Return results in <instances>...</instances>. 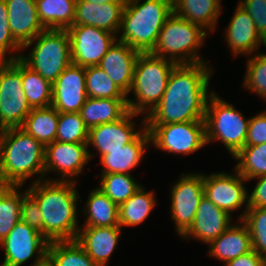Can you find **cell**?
Here are the masks:
<instances>
[{
  "instance_id": "6da1fadb",
  "label": "cell",
  "mask_w": 266,
  "mask_h": 266,
  "mask_svg": "<svg viewBox=\"0 0 266 266\" xmlns=\"http://www.w3.org/2000/svg\"><path fill=\"white\" fill-rule=\"evenodd\" d=\"M208 63L179 64L169 76L159 104L146 116V124L204 121L213 75ZM210 67V68H209Z\"/></svg>"
},
{
  "instance_id": "7a4b0ae2",
  "label": "cell",
  "mask_w": 266,
  "mask_h": 266,
  "mask_svg": "<svg viewBox=\"0 0 266 266\" xmlns=\"http://www.w3.org/2000/svg\"><path fill=\"white\" fill-rule=\"evenodd\" d=\"M77 182L40 180L32 182L27 192L36 200L42 213L43 236L49 241L76 240Z\"/></svg>"
},
{
  "instance_id": "3957f363",
  "label": "cell",
  "mask_w": 266,
  "mask_h": 266,
  "mask_svg": "<svg viewBox=\"0 0 266 266\" xmlns=\"http://www.w3.org/2000/svg\"><path fill=\"white\" fill-rule=\"evenodd\" d=\"M0 154L5 180L12 186H23L34 175L33 182L44 180L45 147L21 127L0 130Z\"/></svg>"
},
{
  "instance_id": "277c9868",
  "label": "cell",
  "mask_w": 266,
  "mask_h": 266,
  "mask_svg": "<svg viewBox=\"0 0 266 266\" xmlns=\"http://www.w3.org/2000/svg\"><path fill=\"white\" fill-rule=\"evenodd\" d=\"M127 0L117 40L141 53L151 52L166 19L173 13L172 0Z\"/></svg>"
},
{
  "instance_id": "5b68a950",
  "label": "cell",
  "mask_w": 266,
  "mask_h": 266,
  "mask_svg": "<svg viewBox=\"0 0 266 266\" xmlns=\"http://www.w3.org/2000/svg\"><path fill=\"white\" fill-rule=\"evenodd\" d=\"M177 65L169 59L157 57L150 52L140 53L130 91L126 95L128 109L145 117L151 113L161 101L171 71ZM131 92L134 93V100L128 97Z\"/></svg>"
},
{
  "instance_id": "8992f818",
  "label": "cell",
  "mask_w": 266,
  "mask_h": 266,
  "mask_svg": "<svg viewBox=\"0 0 266 266\" xmlns=\"http://www.w3.org/2000/svg\"><path fill=\"white\" fill-rule=\"evenodd\" d=\"M207 34L199 25L172 13L166 19L150 53L178 65L207 63L198 51L204 45Z\"/></svg>"
},
{
  "instance_id": "52a82bcc",
  "label": "cell",
  "mask_w": 266,
  "mask_h": 266,
  "mask_svg": "<svg viewBox=\"0 0 266 266\" xmlns=\"http://www.w3.org/2000/svg\"><path fill=\"white\" fill-rule=\"evenodd\" d=\"M34 43V44H32ZM34 45L20 60L30 69L39 73L53 84L72 63L69 33L66 29H45L32 41L22 47V51Z\"/></svg>"
},
{
  "instance_id": "ba28073f",
  "label": "cell",
  "mask_w": 266,
  "mask_h": 266,
  "mask_svg": "<svg viewBox=\"0 0 266 266\" xmlns=\"http://www.w3.org/2000/svg\"><path fill=\"white\" fill-rule=\"evenodd\" d=\"M250 117L245 119L236 108L216 92L209 96L204 117L206 141H221L234 157L246 143Z\"/></svg>"
},
{
  "instance_id": "9c48e42d",
  "label": "cell",
  "mask_w": 266,
  "mask_h": 266,
  "mask_svg": "<svg viewBox=\"0 0 266 266\" xmlns=\"http://www.w3.org/2000/svg\"><path fill=\"white\" fill-rule=\"evenodd\" d=\"M31 110L23 91L21 60L0 61V130L21 127Z\"/></svg>"
},
{
  "instance_id": "30bf717a",
  "label": "cell",
  "mask_w": 266,
  "mask_h": 266,
  "mask_svg": "<svg viewBox=\"0 0 266 266\" xmlns=\"http://www.w3.org/2000/svg\"><path fill=\"white\" fill-rule=\"evenodd\" d=\"M146 128L150 145L167 153L186 156L207 145L204 121L146 124Z\"/></svg>"
},
{
  "instance_id": "8fae6325",
  "label": "cell",
  "mask_w": 266,
  "mask_h": 266,
  "mask_svg": "<svg viewBox=\"0 0 266 266\" xmlns=\"http://www.w3.org/2000/svg\"><path fill=\"white\" fill-rule=\"evenodd\" d=\"M235 173L218 172L203 174L204 196L215 206L231 215L244 205L243 213L238 220H243L248 209V190L244 183L246 179L234 168Z\"/></svg>"
},
{
  "instance_id": "7c38bea8",
  "label": "cell",
  "mask_w": 266,
  "mask_h": 266,
  "mask_svg": "<svg viewBox=\"0 0 266 266\" xmlns=\"http://www.w3.org/2000/svg\"><path fill=\"white\" fill-rule=\"evenodd\" d=\"M49 241L36 229L19 221L11 232L0 242L4 249V260L0 266H21L36 254L33 264L47 258Z\"/></svg>"
},
{
  "instance_id": "4fadbf2b",
  "label": "cell",
  "mask_w": 266,
  "mask_h": 266,
  "mask_svg": "<svg viewBox=\"0 0 266 266\" xmlns=\"http://www.w3.org/2000/svg\"><path fill=\"white\" fill-rule=\"evenodd\" d=\"M204 196L203 174L182 173L173 184L170 195V217L181 236L192 226L200 199Z\"/></svg>"
},
{
  "instance_id": "5bb4252c",
  "label": "cell",
  "mask_w": 266,
  "mask_h": 266,
  "mask_svg": "<svg viewBox=\"0 0 266 266\" xmlns=\"http://www.w3.org/2000/svg\"><path fill=\"white\" fill-rule=\"evenodd\" d=\"M72 63L81 67L97 66L115 43L117 36L90 25H72L67 29Z\"/></svg>"
},
{
  "instance_id": "9a60e30c",
  "label": "cell",
  "mask_w": 266,
  "mask_h": 266,
  "mask_svg": "<svg viewBox=\"0 0 266 266\" xmlns=\"http://www.w3.org/2000/svg\"><path fill=\"white\" fill-rule=\"evenodd\" d=\"M94 157L87 143H65L54 141L45 146V175L49 172L60 173V178H46L52 181H71L81 175L87 162Z\"/></svg>"
},
{
  "instance_id": "2e32d148",
  "label": "cell",
  "mask_w": 266,
  "mask_h": 266,
  "mask_svg": "<svg viewBox=\"0 0 266 266\" xmlns=\"http://www.w3.org/2000/svg\"><path fill=\"white\" fill-rule=\"evenodd\" d=\"M140 116L130 110L119 120L104 123L89 129L88 142L101 155L110 153V150L121 149L131 143L146 127V117L143 116L140 131L136 129L133 117ZM135 123V124H134ZM136 129V130H135Z\"/></svg>"
},
{
  "instance_id": "e0dca14e",
  "label": "cell",
  "mask_w": 266,
  "mask_h": 266,
  "mask_svg": "<svg viewBox=\"0 0 266 266\" xmlns=\"http://www.w3.org/2000/svg\"><path fill=\"white\" fill-rule=\"evenodd\" d=\"M87 98L85 67L71 63L52 84L51 106L58 112L76 113Z\"/></svg>"
},
{
  "instance_id": "ac0fdd59",
  "label": "cell",
  "mask_w": 266,
  "mask_h": 266,
  "mask_svg": "<svg viewBox=\"0 0 266 266\" xmlns=\"http://www.w3.org/2000/svg\"><path fill=\"white\" fill-rule=\"evenodd\" d=\"M231 217L233 216L203 196L200 199L192 226L181 237L185 240L196 239L208 245L232 225Z\"/></svg>"
},
{
  "instance_id": "d6986e66",
  "label": "cell",
  "mask_w": 266,
  "mask_h": 266,
  "mask_svg": "<svg viewBox=\"0 0 266 266\" xmlns=\"http://www.w3.org/2000/svg\"><path fill=\"white\" fill-rule=\"evenodd\" d=\"M225 41L233 56L248 55L256 53L258 47L266 41L257 32L255 23L247 11L239 4L225 29Z\"/></svg>"
},
{
  "instance_id": "ffe728a7",
  "label": "cell",
  "mask_w": 266,
  "mask_h": 266,
  "mask_svg": "<svg viewBox=\"0 0 266 266\" xmlns=\"http://www.w3.org/2000/svg\"><path fill=\"white\" fill-rule=\"evenodd\" d=\"M140 53L126 43L116 40L98 65L126 95L130 91Z\"/></svg>"
},
{
  "instance_id": "44dd1931",
  "label": "cell",
  "mask_w": 266,
  "mask_h": 266,
  "mask_svg": "<svg viewBox=\"0 0 266 266\" xmlns=\"http://www.w3.org/2000/svg\"><path fill=\"white\" fill-rule=\"evenodd\" d=\"M121 233V227H82L75 241L98 266H106Z\"/></svg>"
},
{
  "instance_id": "7402d4cb",
  "label": "cell",
  "mask_w": 266,
  "mask_h": 266,
  "mask_svg": "<svg viewBox=\"0 0 266 266\" xmlns=\"http://www.w3.org/2000/svg\"><path fill=\"white\" fill-rule=\"evenodd\" d=\"M125 4L76 1L73 25H90L118 36Z\"/></svg>"
},
{
  "instance_id": "603a6c76",
  "label": "cell",
  "mask_w": 266,
  "mask_h": 266,
  "mask_svg": "<svg viewBox=\"0 0 266 266\" xmlns=\"http://www.w3.org/2000/svg\"><path fill=\"white\" fill-rule=\"evenodd\" d=\"M5 2L11 33L22 47L45 30L38 17L35 0H5Z\"/></svg>"
},
{
  "instance_id": "cb8c5ba5",
  "label": "cell",
  "mask_w": 266,
  "mask_h": 266,
  "mask_svg": "<svg viewBox=\"0 0 266 266\" xmlns=\"http://www.w3.org/2000/svg\"><path fill=\"white\" fill-rule=\"evenodd\" d=\"M148 144H151L150 134L145 127L142 132L131 142L121 149L110 150V153L100 156L103 165L101 174L125 173L139 166L146 153Z\"/></svg>"
},
{
  "instance_id": "d4e9b609",
  "label": "cell",
  "mask_w": 266,
  "mask_h": 266,
  "mask_svg": "<svg viewBox=\"0 0 266 266\" xmlns=\"http://www.w3.org/2000/svg\"><path fill=\"white\" fill-rule=\"evenodd\" d=\"M208 246V254L224 264L253 250L249 228L242 220L232 224Z\"/></svg>"
},
{
  "instance_id": "484cf974",
  "label": "cell",
  "mask_w": 266,
  "mask_h": 266,
  "mask_svg": "<svg viewBox=\"0 0 266 266\" xmlns=\"http://www.w3.org/2000/svg\"><path fill=\"white\" fill-rule=\"evenodd\" d=\"M221 0H172L173 13L199 25L206 32H215L221 14ZM221 9V10H220Z\"/></svg>"
},
{
  "instance_id": "4316f807",
  "label": "cell",
  "mask_w": 266,
  "mask_h": 266,
  "mask_svg": "<svg viewBox=\"0 0 266 266\" xmlns=\"http://www.w3.org/2000/svg\"><path fill=\"white\" fill-rule=\"evenodd\" d=\"M129 111L127 99L88 97L80 109L81 118L88 129L121 119Z\"/></svg>"
},
{
  "instance_id": "83f0119b",
  "label": "cell",
  "mask_w": 266,
  "mask_h": 266,
  "mask_svg": "<svg viewBox=\"0 0 266 266\" xmlns=\"http://www.w3.org/2000/svg\"><path fill=\"white\" fill-rule=\"evenodd\" d=\"M84 205L81 210H84L86 222L82 227H120L119 206L98 187L90 192Z\"/></svg>"
},
{
  "instance_id": "f1b7e54d",
  "label": "cell",
  "mask_w": 266,
  "mask_h": 266,
  "mask_svg": "<svg viewBox=\"0 0 266 266\" xmlns=\"http://www.w3.org/2000/svg\"><path fill=\"white\" fill-rule=\"evenodd\" d=\"M58 114L52 106L33 108L21 128L45 147L56 141Z\"/></svg>"
},
{
  "instance_id": "f546056e",
  "label": "cell",
  "mask_w": 266,
  "mask_h": 266,
  "mask_svg": "<svg viewBox=\"0 0 266 266\" xmlns=\"http://www.w3.org/2000/svg\"><path fill=\"white\" fill-rule=\"evenodd\" d=\"M40 22L45 29H68L73 25L76 0H35Z\"/></svg>"
},
{
  "instance_id": "4dcf8cb0",
  "label": "cell",
  "mask_w": 266,
  "mask_h": 266,
  "mask_svg": "<svg viewBox=\"0 0 266 266\" xmlns=\"http://www.w3.org/2000/svg\"><path fill=\"white\" fill-rule=\"evenodd\" d=\"M153 191H146L143 186L137 190L126 202L119 205V226H136L148 218L156 206Z\"/></svg>"
},
{
  "instance_id": "1f68e13d",
  "label": "cell",
  "mask_w": 266,
  "mask_h": 266,
  "mask_svg": "<svg viewBox=\"0 0 266 266\" xmlns=\"http://www.w3.org/2000/svg\"><path fill=\"white\" fill-rule=\"evenodd\" d=\"M23 91L30 107L45 108L52 103V84L21 61Z\"/></svg>"
},
{
  "instance_id": "d6a6232c",
  "label": "cell",
  "mask_w": 266,
  "mask_h": 266,
  "mask_svg": "<svg viewBox=\"0 0 266 266\" xmlns=\"http://www.w3.org/2000/svg\"><path fill=\"white\" fill-rule=\"evenodd\" d=\"M22 187L10 185L0 191V242L20 221L22 197L27 193V190L22 191Z\"/></svg>"
},
{
  "instance_id": "836d02e7",
  "label": "cell",
  "mask_w": 266,
  "mask_h": 266,
  "mask_svg": "<svg viewBox=\"0 0 266 266\" xmlns=\"http://www.w3.org/2000/svg\"><path fill=\"white\" fill-rule=\"evenodd\" d=\"M47 258L54 266H98L75 240L49 242Z\"/></svg>"
},
{
  "instance_id": "e575fe53",
  "label": "cell",
  "mask_w": 266,
  "mask_h": 266,
  "mask_svg": "<svg viewBox=\"0 0 266 266\" xmlns=\"http://www.w3.org/2000/svg\"><path fill=\"white\" fill-rule=\"evenodd\" d=\"M99 177L101 183L98 188L118 206L126 202L142 186L131 174L109 173L101 174Z\"/></svg>"
},
{
  "instance_id": "d590c367",
  "label": "cell",
  "mask_w": 266,
  "mask_h": 266,
  "mask_svg": "<svg viewBox=\"0 0 266 266\" xmlns=\"http://www.w3.org/2000/svg\"><path fill=\"white\" fill-rule=\"evenodd\" d=\"M233 158L238 161L234 168L248 182L266 175V143L244 146Z\"/></svg>"
},
{
  "instance_id": "8d00e7d4",
  "label": "cell",
  "mask_w": 266,
  "mask_h": 266,
  "mask_svg": "<svg viewBox=\"0 0 266 266\" xmlns=\"http://www.w3.org/2000/svg\"><path fill=\"white\" fill-rule=\"evenodd\" d=\"M86 92L91 98L127 99L112 79L97 65L85 67Z\"/></svg>"
},
{
  "instance_id": "74e56055",
  "label": "cell",
  "mask_w": 266,
  "mask_h": 266,
  "mask_svg": "<svg viewBox=\"0 0 266 266\" xmlns=\"http://www.w3.org/2000/svg\"><path fill=\"white\" fill-rule=\"evenodd\" d=\"M89 129L79 112L58 114L56 141L65 143H87Z\"/></svg>"
},
{
  "instance_id": "f35d334b",
  "label": "cell",
  "mask_w": 266,
  "mask_h": 266,
  "mask_svg": "<svg viewBox=\"0 0 266 266\" xmlns=\"http://www.w3.org/2000/svg\"><path fill=\"white\" fill-rule=\"evenodd\" d=\"M243 88L262 97L266 102V54L260 51L247 58Z\"/></svg>"
},
{
  "instance_id": "ab89813d",
  "label": "cell",
  "mask_w": 266,
  "mask_h": 266,
  "mask_svg": "<svg viewBox=\"0 0 266 266\" xmlns=\"http://www.w3.org/2000/svg\"><path fill=\"white\" fill-rule=\"evenodd\" d=\"M242 221L249 228L253 249L266 259V207L247 209Z\"/></svg>"
},
{
  "instance_id": "60d3db41",
  "label": "cell",
  "mask_w": 266,
  "mask_h": 266,
  "mask_svg": "<svg viewBox=\"0 0 266 266\" xmlns=\"http://www.w3.org/2000/svg\"><path fill=\"white\" fill-rule=\"evenodd\" d=\"M8 18L6 2L5 0H0V61L20 59L22 52V46L14 39L11 33Z\"/></svg>"
},
{
  "instance_id": "b9f144b4",
  "label": "cell",
  "mask_w": 266,
  "mask_h": 266,
  "mask_svg": "<svg viewBox=\"0 0 266 266\" xmlns=\"http://www.w3.org/2000/svg\"><path fill=\"white\" fill-rule=\"evenodd\" d=\"M20 221L28 224L43 235L42 213L36 200L28 192L22 197Z\"/></svg>"
},
{
  "instance_id": "7bdbcfd3",
  "label": "cell",
  "mask_w": 266,
  "mask_h": 266,
  "mask_svg": "<svg viewBox=\"0 0 266 266\" xmlns=\"http://www.w3.org/2000/svg\"><path fill=\"white\" fill-rule=\"evenodd\" d=\"M238 4L247 11L257 32L266 41V0H241Z\"/></svg>"
},
{
  "instance_id": "ee69618b",
  "label": "cell",
  "mask_w": 266,
  "mask_h": 266,
  "mask_svg": "<svg viewBox=\"0 0 266 266\" xmlns=\"http://www.w3.org/2000/svg\"><path fill=\"white\" fill-rule=\"evenodd\" d=\"M266 143V110L250 118L245 146Z\"/></svg>"
},
{
  "instance_id": "f6af8a7d",
  "label": "cell",
  "mask_w": 266,
  "mask_h": 266,
  "mask_svg": "<svg viewBox=\"0 0 266 266\" xmlns=\"http://www.w3.org/2000/svg\"><path fill=\"white\" fill-rule=\"evenodd\" d=\"M252 193L248 194V209L266 207V175L259 176Z\"/></svg>"
},
{
  "instance_id": "bcb514c9",
  "label": "cell",
  "mask_w": 266,
  "mask_h": 266,
  "mask_svg": "<svg viewBox=\"0 0 266 266\" xmlns=\"http://www.w3.org/2000/svg\"><path fill=\"white\" fill-rule=\"evenodd\" d=\"M225 266H266V259L254 249L225 263Z\"/></svg>"
},
{
  "instance_id": "7dc6e473",
  "label": "cell",
  "mask_w": 266,
  "mask_h": 266,
  "mask_svg": "<svg viewBox=\"0 0 266 266\" xmlns=\"http://www.w3.org/2000/svg\"><path fill=\"white\" fill-rule=\"evenodd\" d=\"M76 1H87V2H91L94 4H100L102 5L103 3H126L127 0H76Z\"/></svg>"
},
{
  "instance_id": "c3c4849f",
  "label": "cell",
  "mask_w": 266,
  "mask_h": 266,
  "mask_svg": "<svg viewBox=\"0 0 266 266\" xmlns=\"http://www.w3.org/2000/svg\"><path fill=\"white\" fill-rule=\"evenodd\" d=\"M10 185L5 180L3 172H2V163H1V154H0V191L8 188Z\"/></svg>"
},
{
  "instance_id": "681fc988",
  "label": "cell",
  "mask_w": 266,
  "mask_h": 266,
  "mask_svg": "<svg viewBox=\"0 0 266 266\" xmlns=\"http://www.w3.org/2000/svg\"><path fill=\"white\" fill-rule=\"evenodd\" d=\"M35 266H54L51 261L46 258L44 261H42L41 263L39 264H36Z\"/></svg>"
}]
</instances>
